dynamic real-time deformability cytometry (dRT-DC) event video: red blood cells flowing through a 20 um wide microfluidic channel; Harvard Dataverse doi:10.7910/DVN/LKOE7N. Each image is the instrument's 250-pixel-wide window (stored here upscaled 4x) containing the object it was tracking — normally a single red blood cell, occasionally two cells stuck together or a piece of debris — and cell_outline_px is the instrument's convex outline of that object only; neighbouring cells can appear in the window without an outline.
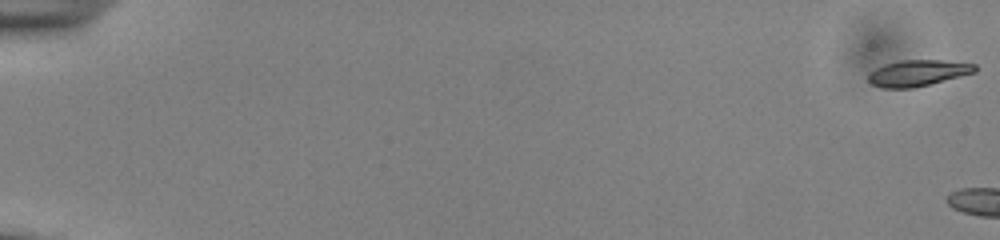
{"species": "common noctule bat (a hibernating species)", "species_latin": "Nyctalus noctula", "temperature_condition": "cold", "stored_images_in_passage": 5, "camera_frame_rate_fps": 3000, "um_per_image_px": 0.085, "animal": {"sex": "male", "body_mass_g": 13.0, "forearm_length_mm": 53.1}, "frame": {"image": 1, "passage_image": 1, "time_ms": 0.0, "image_size_px": [1000, 240], "cell_outline_px": [[976, 72], [912, 88], [880, 88], [872, 84], [868, 80], [868, 76], [876, 68], [884, 64], [900, 60], [944, 60], [976, 64]], "centroid_in_image_um": [78.01, 6.2], "position_along_channel_um": 7.0, "area_um2": 16.13}}